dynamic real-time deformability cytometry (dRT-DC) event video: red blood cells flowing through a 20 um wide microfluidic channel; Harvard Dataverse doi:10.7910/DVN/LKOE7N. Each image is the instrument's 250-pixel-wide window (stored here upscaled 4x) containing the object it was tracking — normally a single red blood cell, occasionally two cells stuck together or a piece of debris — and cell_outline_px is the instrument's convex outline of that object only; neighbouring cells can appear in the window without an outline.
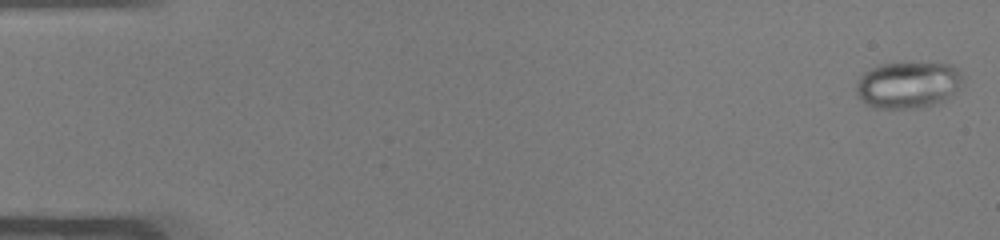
{"species": "common noctule bat (a hibernating species)", "species_latin": "Nyctalus noctula", "temperature_condition": "warm", "stored_images_in_passage": 49, "camera_frame_rate_fps": 3000, "um_per_image_px": 0.085, "animal": {"sex": "male", "body_mass_g": 19.0, "forearm_length_mm": 50.8}, "frame": {"image": 1, "passage_image": 2, "time_ms": 0.333, "image_size_px": [1000, 240], "cell_outline_px": [[960, 80], [956, 88], [944, 100], [920, 108], [872, 108], [864, 104], [856, 96], [856, 84], [860, 76], [864, 72], [880, 64], [952, 64], [956, 68], [960, 76]], "centroid_in_image_um": [77.06, 7.24], "position_along_channel_um": 7.9, "area_um2": 28.38}}
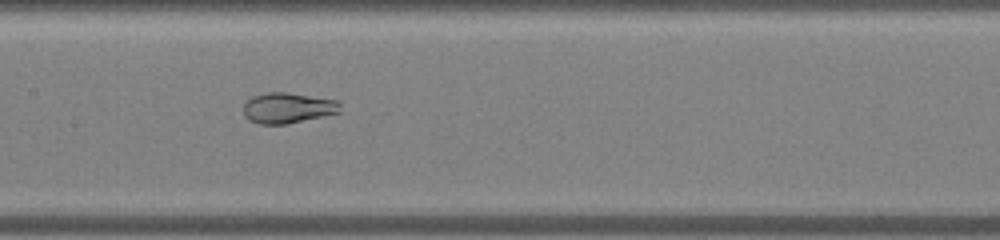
{"frame": {"image": 2, "passage_image": 26, "time_ms": 8.333, "image_size_px": [1000, 240], "cell_outline_px": [[340, 112], [284, 124], [260, 124], [248, 120], [244, 116], [244, 104], [252, 96], [268, 92], [288, 92], [336, 100], [340, 104]], "centroid_in_image_um": [24.42, 9.16], "position_along_channel_um": 183.0, "area_um2": 17.05}}
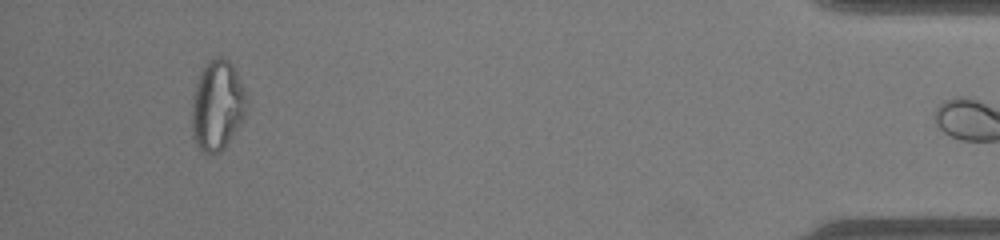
{"frame": {"image": 3, "passage_image": 48, "time_ms": 15.667, "image_size_px": [1000, 240], "cell_outline_px": [[244, 112], [236, 128], [224, 148], [220, 152], [204, 152], [196, 144], [192, 136], [192, 96], [200, 72], [208, 60], [216, 56], [220, 56], [228, 60], [232, 64], [244, 88]], "centroid_in_image_um": [18.41, 8.92], "position_along_channel_um": 416.8, "area_um2": 28.03}}